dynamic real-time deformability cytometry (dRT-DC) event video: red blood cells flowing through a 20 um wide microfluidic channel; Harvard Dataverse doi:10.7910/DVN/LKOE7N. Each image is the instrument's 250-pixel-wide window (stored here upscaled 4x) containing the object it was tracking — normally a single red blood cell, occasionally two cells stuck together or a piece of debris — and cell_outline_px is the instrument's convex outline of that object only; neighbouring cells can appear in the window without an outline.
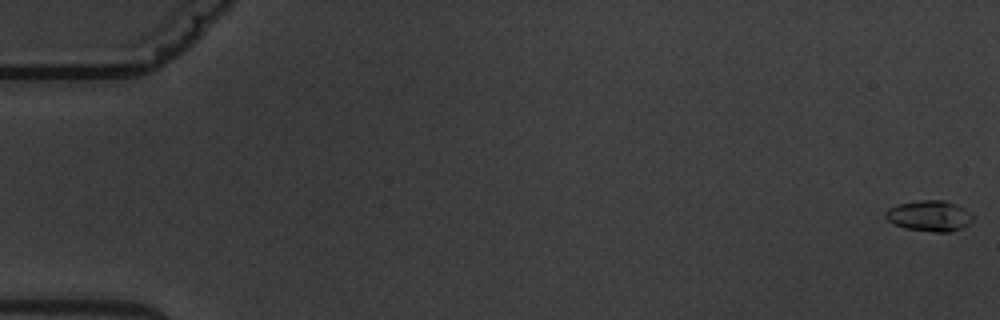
{"species": "common noctule bat (a hibernating species)", "species_latin": "Nyctalus noctula", "temperature_condition": "warm", "stored_images_in_passage": 5, "camera_frame_rate_fps": 3000, "um_per_image_px": 0.085, "animal": {"sex": "male", "body_mass_g": 19.5, "forearm_length_mm": 54.6}, "frame": {"image": 1, "passage_image": 1, "time_ms": 0.0, "image_size_px": [1000, 320], "cell_outline_px": [[972, 220], [968, 224], [960, 228], [948, 232], [936, 232], [904, 228], [892, 224], [884, 216], [884, 212], [888, 208], [896, 204], [920, 200], [944, 200], [964, 208], [972, 212]], "centroid_in_image_um": [78.95, 18.34], "position_along_channel_um": 6.0, "area_um2": 15.72}}
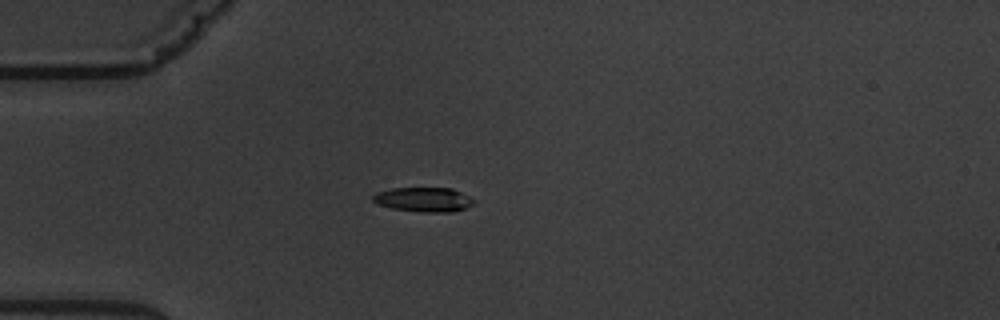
{"frame": {"image": 2, "passage_image": 5, "time_ms": 5.333, "image_size_px": [1000, 320], "cell_outline_px": [[476, 200], [472, 204], [464, 208], [452, 212], [420, 212], [392, 208], [376, 204], [372, 200], [372, 196], [376, 192], [392, 188], [452, 188]], "centroid_in_image_um": [35.97, 16.96], "position_along_channel_um": 49.0, "area_um2": 14.39}}